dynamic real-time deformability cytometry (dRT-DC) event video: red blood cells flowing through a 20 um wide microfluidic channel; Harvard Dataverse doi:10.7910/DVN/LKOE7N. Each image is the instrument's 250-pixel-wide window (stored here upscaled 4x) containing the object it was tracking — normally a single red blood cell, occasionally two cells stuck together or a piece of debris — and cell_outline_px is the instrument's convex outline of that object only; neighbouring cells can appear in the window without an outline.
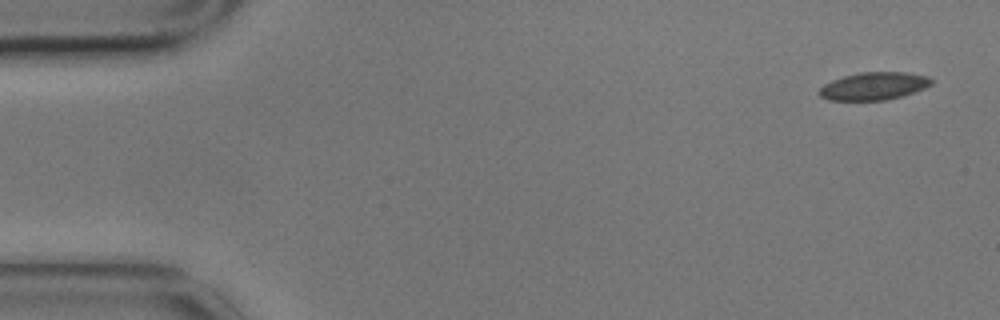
{"species": "common noctule bat (a hibernating species)", "species_latin": "Nyctalus noctula", "temperature_condition": "cold", "stored_images_in_passage": 9, "camera_frame_rate_fps": 3000, "um_per_image_px": 0.085, "animal": {"sex": "male", "body_mass_g": 17.9}, "frame": {"image": 1, "passage_image": 1, "time_ms": 0.0, "image_size_px": [1000, 320], "cell_outline_px": [[932, 84], [924, 88], [904, 96], [884, 100], [828, 100], [820, 96], [820, 88], [824, 84], [832, 80], [844, 76], [860, 72], [908, 72], [928, 76], [932, 80]], "centroid_in_image_um": [74.3, 7.31], "position_along_channel_um": 10.7, "area_um2": 18.09}}
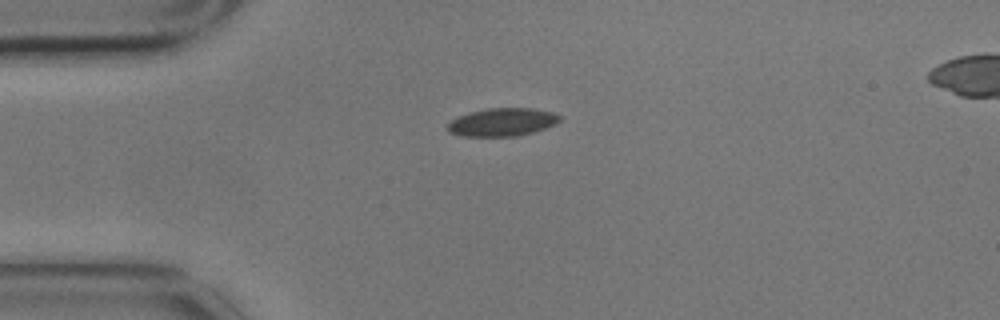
{"frame": {"image": 2, "passage_image": 3, "time_ms": 0.667, "image_size_px": [1000, 320], "cell_outline_px": [[560, 120], [556, 124], [532, 132], [516, 136], [460, 136], [448, 132], [448, 124], [452, 120], [460, 116], [472, 112], [488, 108], [532, 108], [552, 112], [560, 116]], "centroid_in_image_um": [42.7, 10.38], "position_along_channel_um": 42.3, "area_um2": 18.09}}